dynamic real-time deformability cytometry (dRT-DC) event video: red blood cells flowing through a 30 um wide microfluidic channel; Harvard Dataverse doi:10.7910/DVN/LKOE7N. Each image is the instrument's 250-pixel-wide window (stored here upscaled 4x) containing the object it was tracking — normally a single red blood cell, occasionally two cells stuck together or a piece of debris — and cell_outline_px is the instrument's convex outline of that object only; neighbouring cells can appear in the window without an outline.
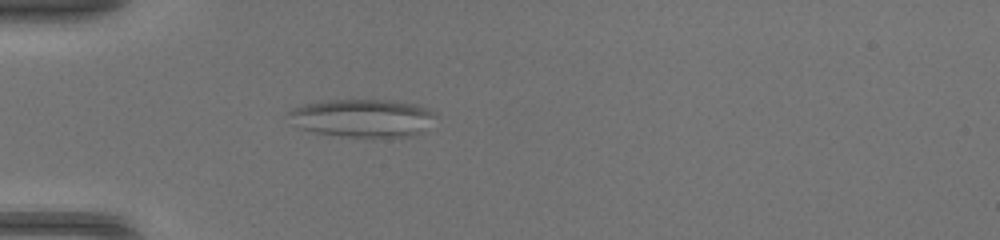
{"species": "common noctule bat (a hibernating species)", "species_latin": "Nyctalus noctula", "temperature_condition": "warm", "stored_images_in_passage": 46, "camera_frame_rate_fps": 3000, "um_per_image_px": 0.085, "animal": {"sex": "female", "body_mass_g": 17.0, "forearm_length_mm": 48.0}, "frame": {"image": 1, "passage_image": 11, "time_ms": 3.333, "image_size_px": [1000, 240], "cell_outline_px": [[436, 116], [420, 132], [412, 136], [344, 136], [316, 132], [300, 128], [288, 112], [304, 104], [328, 100], [404, 100], [420, 104], [436, 112]], "centroid_in_image_um": [30.91, 10.0], "position_along_channel_um": 54.1, "area_um2": 32.08}}
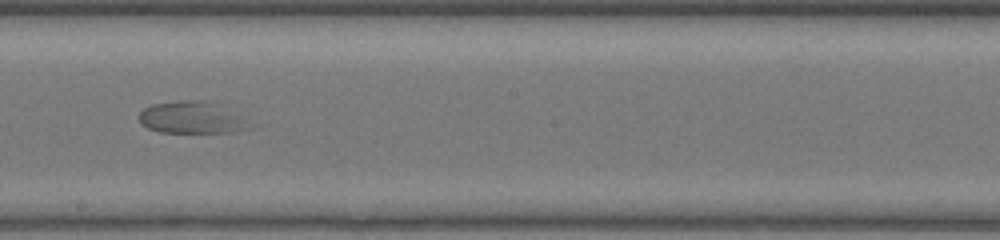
{"frame": {"image": 2, "passage_image": 25, "time_ms": 8.0, "image_size_px": [1000, 240], "cell_outline_px": [[264, 124], [252, 128], [232, 132], [160, 132], [148, 128], [140, 124], [140, 112], [144, 108], [152, 104], [180, 100], [208, 100]], "centroid_in_image_um": [16.49, 10.0], "position_along_channel_um": 231.7, "area_um2": 21.44}}
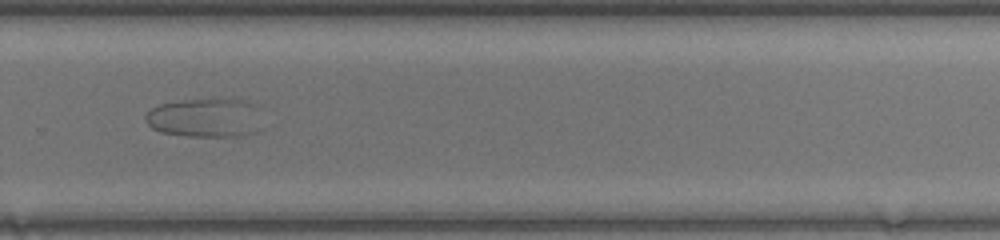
{"frame": {"image": 3, "passage_image": 31, "time_ms": 10.0, "image_size_px": [1000, 240], "cell_outline_px": [[264, 128], [256, 132], [240, 136], [188, 136], [160, 132], [152, 128], [144, 120], [144, 116], [152, 108], [160, 104], [184, 100], [212, 96], [236, 96], [252, 104]], "centroid_in_image_um": [17.47, 9.97], "position_along_channel_um": 312.3, "area_um2": 27.51}}